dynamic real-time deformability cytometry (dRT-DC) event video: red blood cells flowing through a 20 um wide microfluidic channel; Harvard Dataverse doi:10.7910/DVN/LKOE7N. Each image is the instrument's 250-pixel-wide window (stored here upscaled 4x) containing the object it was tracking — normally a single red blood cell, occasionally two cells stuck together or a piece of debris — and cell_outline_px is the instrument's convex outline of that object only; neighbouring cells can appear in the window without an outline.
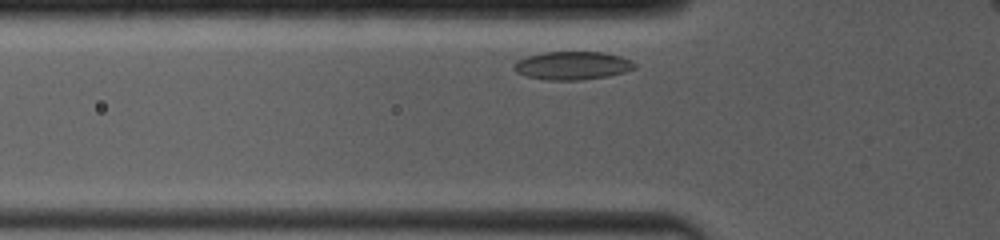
{"species": "common noctule bat (a hibernating species)", "species_latin": "Nyctalus noctula", "temperature_condition": "room temperature", "stored_images_in_passage": 59, "camera_frame_rate_fps": 4000, "um_per_image_px": 0.085, "animal": {"sex": "female", "body_mass_g": 19.0, "forearm_length_mm": 53.3}, "frame": {"image": 1, "passage_image": 2, "time_ms": 0.25, "image_size_px": [1000, 240], "cell_outline_px": [[636, 68], [624, 72], [608, 76], [580, 80], [548, 80], [528, 76], [516, 72], [512, 68], [512, 64], [516, 60], [528, 56], [544, 52], [604, 52], [620, 56], [632, 60], [636, 64]], "centroid_in_image_um": [48.65, 5.57], "position_along_channel_um": 77.1, "area_um2": 19.94}}
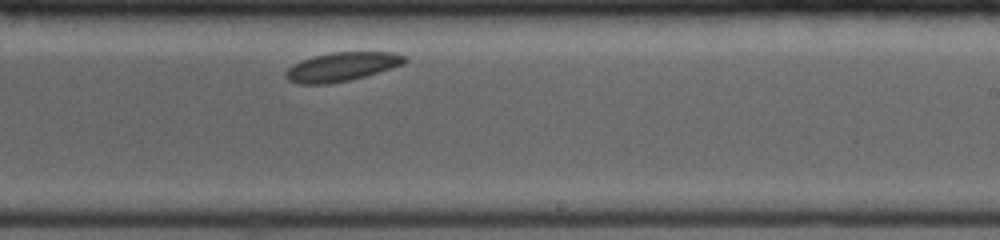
{"frame": {"image": 2, "passage_image": 30, "time_ms": 5.25, "image_size_px": [1000, 240], "cell_outline_px": [[408, 60], [404, 64], [364, 76], [348, 80], [328, 84], [300, 84], [288, 80], [284, 76], [284, 72], [292, 64], [300, 60], [312, 56], [332, 52], [392, 52], [404, 56]], "centroid_in_image_um": [28.99, 5.67], "position_along_channel_um": 260.0, "area_um2": 20.0}}
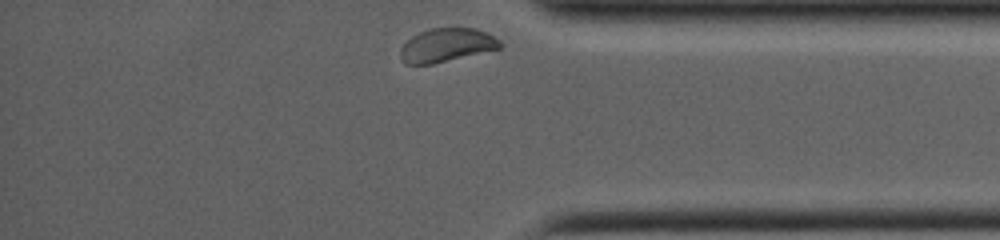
{"frame": {"image": 3, "passage_image": 58, "time_ms": 9.0, "image_size_px": [1000, 240], "cell_outline_px": [[504, 44], [500, 48], [432, 64], [404, 64], [400, 56], [400, 48], [412, 36], [420, 32], [432, 28], [476, 28], [500, 40]], "centroid_in_image_um": [37.95, 3.84], "position_along_channel_um": 397.3, "area_um2": 19.31}}